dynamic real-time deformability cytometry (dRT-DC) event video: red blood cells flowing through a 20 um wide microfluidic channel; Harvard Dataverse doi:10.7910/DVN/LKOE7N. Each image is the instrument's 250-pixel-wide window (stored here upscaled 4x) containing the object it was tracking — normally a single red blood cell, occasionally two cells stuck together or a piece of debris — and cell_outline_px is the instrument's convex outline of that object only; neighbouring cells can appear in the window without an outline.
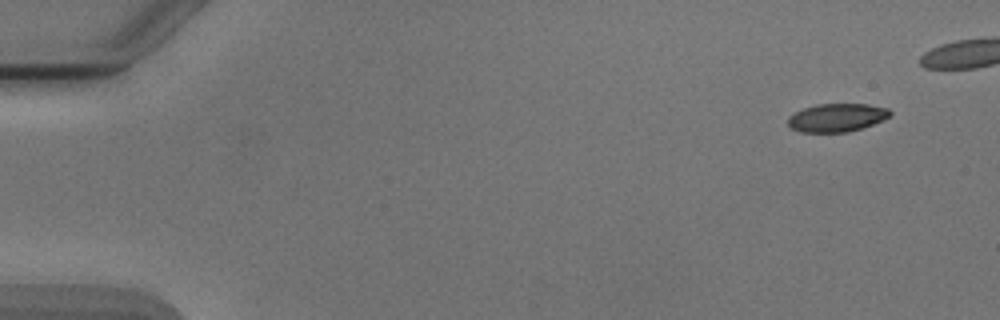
{"species": "Egyptian fruit bat (a non-hibernating species)", "species_latin": "Rousettus aegyptiacus", "temperature_condition": "cold", "stored_images_in_passage": 9, "camera_frame_rate_fps": 3000, "um_per_image_px": 0.085, "animal": {"sex": "male"}, "frame": {"image": 1, "passage_image": 1, "time_ms": 0.0, "image_size_px": [1000, 320], "cell_outline_px": [[892, 112], [884, 120], [848, 132], [800, 132], [792, 128], [788, 124], [788, 116], [804, 108], [816, 104], [868, 104], [888, 108]], "centroid_in_image_um": [71.13, 9.99], "position_along_channel_um": 13.9, "area_um2": 16.7}}
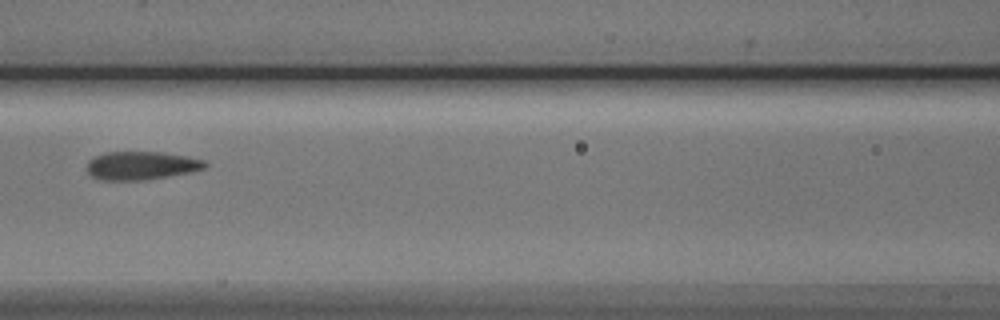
{"frame": {"image": 2, "passage_image": 8, "time_ms": 9.0, "image_size_px": [1000, 320], "cell_outline_px": [[208, 164], [204, 168], [188, 172], [168, 176], [144, 180], [104, 180], [92, 176], [88, 172], [88, 160], [104, 152], [160, 152], [188, 156], [204, 160]], "centroid_in_image_um": [12.01, 14.06], "position_along_channel_um": 154.6, "area_um2": 19.31}}
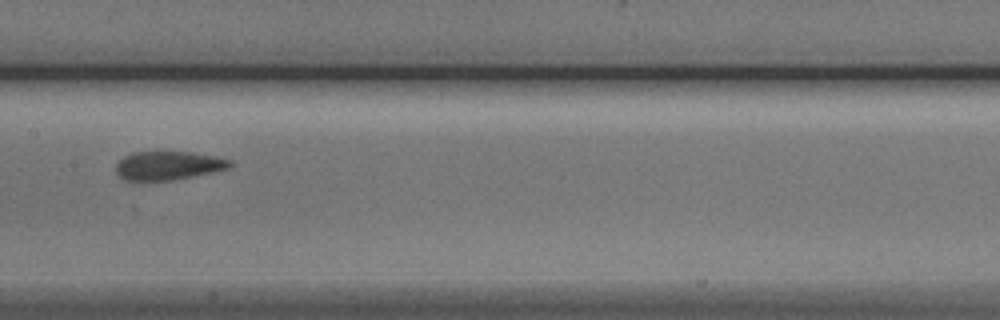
{"frame": {"image": 3, "passage_image": 9, "time_ms": 10.0, "image_size_px": [1000, 320], "cell_outline_px": [[232, 168], [172, 180], [124, 180], [116, 172], [116, 164], [124, 156], [132, 152], [192, 152], [216, 156], [232, 160]], "centroid_in_image_um": [14.33, 14.06], "position_along_channel_um": 193.1, "area_um2": 19.02}}